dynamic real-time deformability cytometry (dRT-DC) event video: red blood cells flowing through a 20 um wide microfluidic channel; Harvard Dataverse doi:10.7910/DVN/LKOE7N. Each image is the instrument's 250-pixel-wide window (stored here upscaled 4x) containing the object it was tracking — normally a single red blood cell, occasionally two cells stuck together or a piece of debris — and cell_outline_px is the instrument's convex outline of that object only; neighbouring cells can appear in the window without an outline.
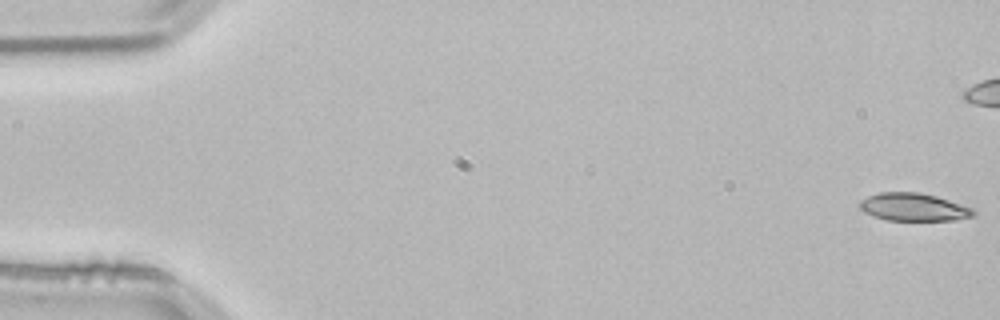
{"species": "common noctule bat (a hibernating species)", "species_latin": "Nyctalus noctula", "temperature_condition": "room temperature", "stored_images_in_passage": 55, "camera_frame_rate_fps": 3000, "um_per_image_px": 0.085, "animal": {"sex": "male", "body_mass_g": 21.5, "forearm_length_mm": 52.0}, "frame": {"image": 1, "passage_image": 1, "time_ms": 0.0, "image_size_px": [1000, 320], "cell_outline_px": [[976, 212], [972, 216], [956, 220], [888, 220], [872, 216], [864, 212], [860, 208], [860, 200], [868, 196], [880, 192], [920, 192], [936, 196], [972, 208]], "centroid_in_image_um": [77.63, 17.6], "position_along_channel_um": 7.4, "area_um2": 18.32}}
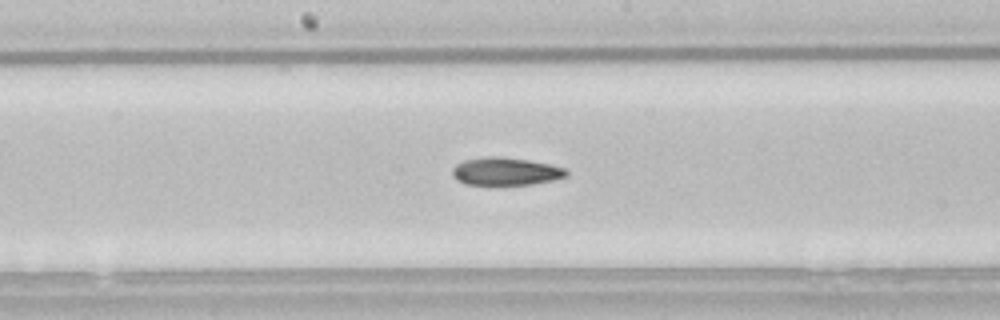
{"frame": {"image": 2, "passage_image": 28, "time_ms": 9.0, "image_size_px": [1000, 320], "cell_outline_px": [[568, 176], [552, 180], [532, 184], [488, 188], [464, 184], [456, 180], [452, 176], [452, 168], [456, 164], [464, 160], [488, 156], [500, 156], [528, 160], [548, 164], [564, 168], [568, 172]], "centroid_in_image_um": [42.9, 14.62], "position_along_channel_um": 205.3, "area_um2": 19.36}}
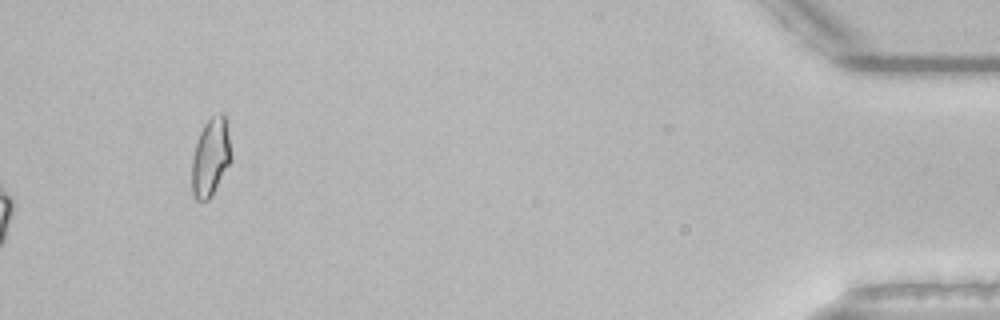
{"frame": {"image": 3, "passage_image": 55, "time_ms": 18.0, "image_size_px": [1000, 320], "cell_outline_px": [[232, 160], [212, 196], [208, 200], [196, 200], [192, 196], [192, 156], [196, 140], [204, 124], [212, 116], [220, 112], [224, 112], [232, 156]], "centroid_in_image_um": [17.9, 13.37], "position_along_channel_um": 417.3, "area_um2": 18.09}}